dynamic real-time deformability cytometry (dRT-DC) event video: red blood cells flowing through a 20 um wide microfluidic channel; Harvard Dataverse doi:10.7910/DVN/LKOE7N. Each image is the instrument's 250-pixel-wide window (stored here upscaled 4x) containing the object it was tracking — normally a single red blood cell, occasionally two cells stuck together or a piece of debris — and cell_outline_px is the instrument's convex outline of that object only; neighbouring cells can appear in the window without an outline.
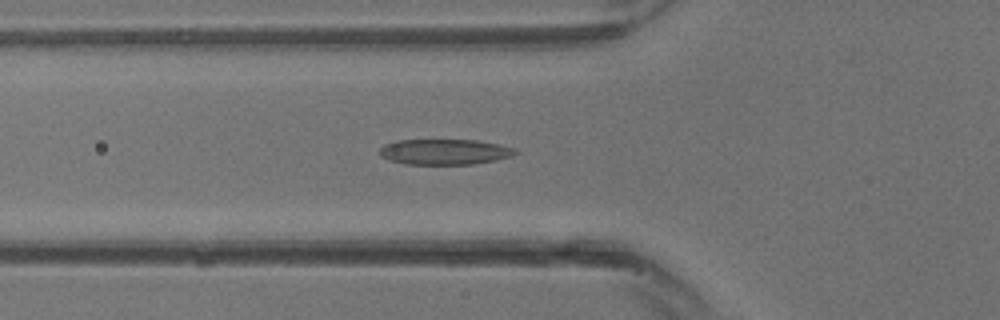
{"species": "common noctule bat (a hibernating species)", "species_latin": "Nyctalus noctula", "temperature_condition": "warm", "stored_images_in_passage": 10, "camera_frame_rate_fps": 3000, "um_per_image_px": 0.085, "animal": {"sex": "male", "body_mass_g": 13.3}, "frame": {"image": 1, "passage_image": 6, "time_ms": 1.667, "image_size_px": [1000, 320], "cell_outline_px": [[520, 152], [512, 156], [496, 160], [472, 164], [404, 164], [388, 160], [380, 156], [380, 148], [384, 144], [396, 140], [476, 140], [500, 144], [512, 148]], "centroid_in_image_um": [37.78, 12.9], "position_along_channel_um": 88.0, "area_um2": 20.29}}
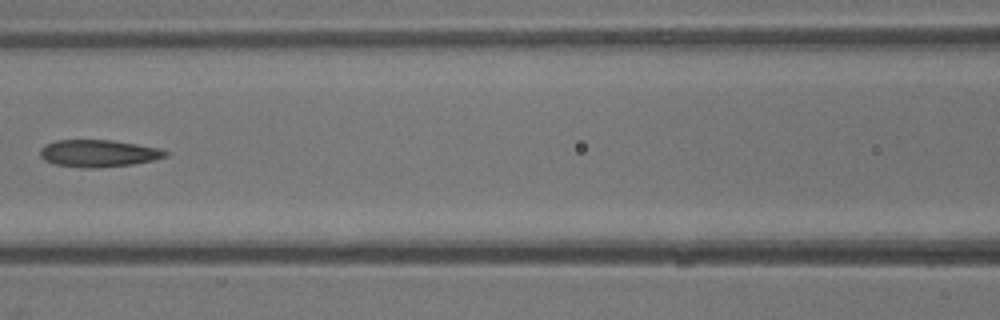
{"frame": {"image": 2, "passage_image": 9, "time_ms": 2.667, "image_size_px": [1000, 320], "cell_outline_px": [[172, 152], [168, 156], [152, 160], [132, 164], [96, 168], [88, 168], [56, 164], [44, 160], [40, 156], [40, 148], [44, 144], [56, 140], [112, 140], [160, 148]], "centroid_in_image_um": [8.39, 13.02], "position_along_channel_um": 158.2, "area_um2": 19.88}}